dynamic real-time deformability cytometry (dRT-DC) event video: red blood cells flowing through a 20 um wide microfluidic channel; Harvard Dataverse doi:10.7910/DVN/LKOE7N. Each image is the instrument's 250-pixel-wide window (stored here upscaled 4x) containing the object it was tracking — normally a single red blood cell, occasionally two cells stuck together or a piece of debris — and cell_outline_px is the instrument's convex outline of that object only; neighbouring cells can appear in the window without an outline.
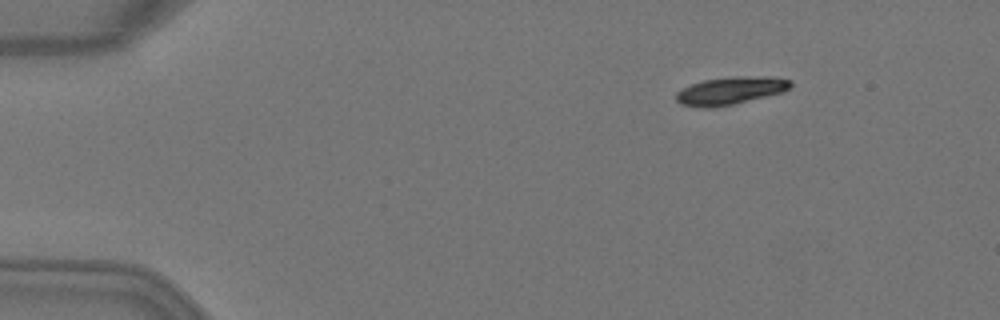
{"species": "Egyptian fruit bat (a non-hibernating species)", "species_latin": "Rousettus aegyptiacus", "temperature_condition": "warm", "stored_images_in_passage": 6, "camera_frame_rate_fps": 3000, "um_per_image_px": 0.085, "animal": {"sex": "female"}, "frame": {"image": 1, "passage_image": 3, "time_ms": 0.667, "image_size_px": [1000, 320], "cell_outline_px": [[792, 84], [784, 92], [732, 104], [712, 108], [704, 108], [680, 104], [676, 100], [676, 92], [692, 84], [704, 80], [736, 76], [776, 76], [792, 80]], "centroid_in_image_um": [62.12, 7.7], "position_along_channel_um": 22.9, "area_um2": 18.5}}